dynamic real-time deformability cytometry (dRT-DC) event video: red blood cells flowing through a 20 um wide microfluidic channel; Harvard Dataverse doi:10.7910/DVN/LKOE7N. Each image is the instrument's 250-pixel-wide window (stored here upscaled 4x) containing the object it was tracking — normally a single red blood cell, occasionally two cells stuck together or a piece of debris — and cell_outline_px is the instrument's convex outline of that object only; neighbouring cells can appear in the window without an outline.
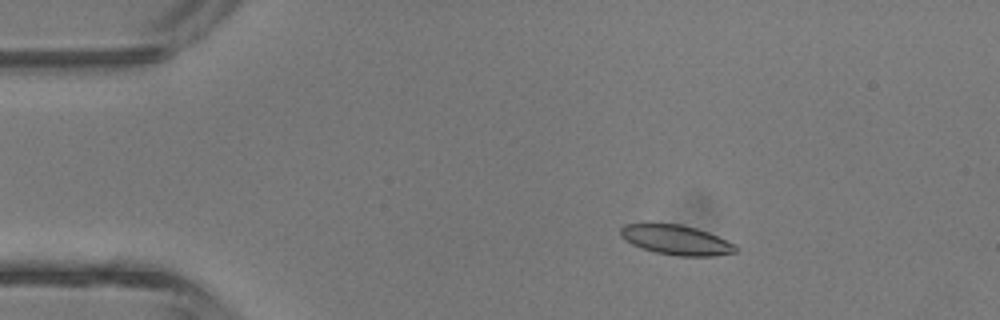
{"species": "common noctule bat (a hibernating species)", "species_latin": "Nyctalus noctula", "temperature_condition": "room temperature", "stored_images_in_passage": 4, "camera_frame_rate_fps": 3000, "um_per_image_px": 0.085, "animal": {"sex": "male", "body_mass_g": 13.3}, "frame": {"image": 1, "passage_image": 2, "time_ms": 1.333, "image_size_px": [1000, 320], "cell_outline_px": [[736, 252], [716, 256], [676, 256], [656, 252], [640, 248], [624, 240], [620, 236], [620, 228], [624, 224], [680, 224], [696, 228], [708, 232], [736, 244]], "centroid_in_image_um": [57.47, 20.4], "position_along_channel_um": 27.5, "area_um2": 20.0}}
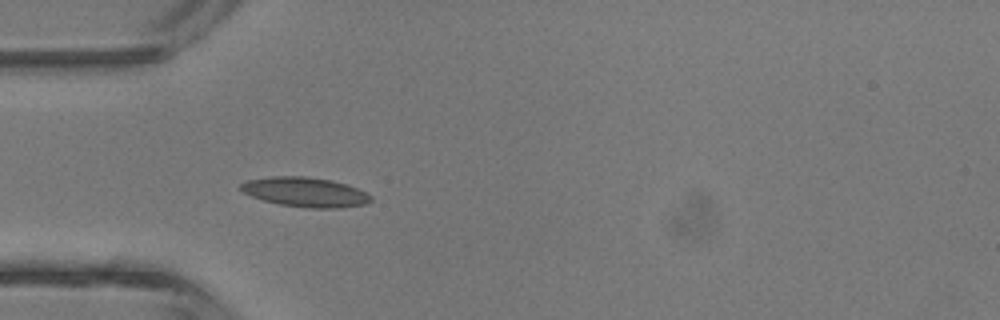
{"frame": {"image": 2, "passage_image": 4, "time_ms": 3.333, "image_size_px": [1000, 320], "cell_outline_px": [[372, 200], [368, 204], [340, 208], [308, 208], [280, 204], [264, 200], [252, 196], [244, 192], [240, 188], [240, 184], [248, 180], [272, 176], [308, 176], [332, 180], [356, 188], [372, 196]], "centroid_in_image_um": [25.97, 16.33], "position_along_channel_um": 59.0, "area_um2": 22.37}}